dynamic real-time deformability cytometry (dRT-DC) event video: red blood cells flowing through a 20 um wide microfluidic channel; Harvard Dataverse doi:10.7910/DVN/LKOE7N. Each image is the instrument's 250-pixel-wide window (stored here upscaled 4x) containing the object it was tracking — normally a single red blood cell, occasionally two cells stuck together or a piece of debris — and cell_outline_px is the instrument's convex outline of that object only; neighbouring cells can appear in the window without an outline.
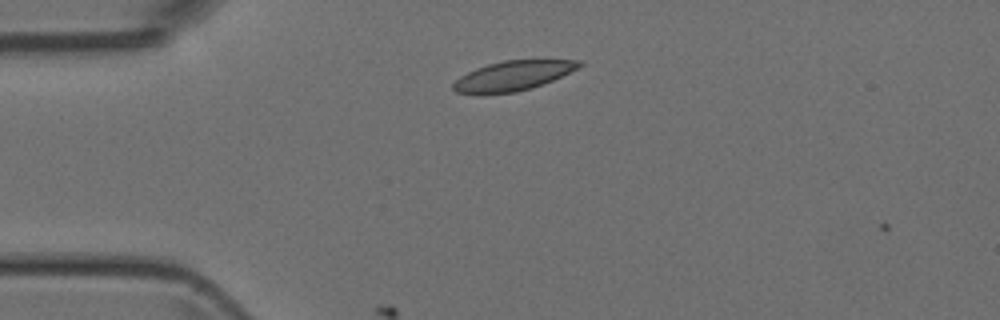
{"species": "Egyptian fruit bat (a non-hibernating species)", "species_latin": "Rousettus aegyptiacus", "temperature_condition": "room temperature", "stored_images_in_passage": 3, "camera_frame_rate_fps": 3000, "um_per_image_px": 0.085, "animal": {"sex": "female"}, "frame": {"image": 1, "passage_image": 2, "time_ms": 1.0, "image_size_px": [1000, 320], "cell_outline_px": [[584, 64], [552, 80], [532, 88], [516, 92], [456, 92], [452, 88], [452, 84], [460, 76], [476, 68], [488, 64], [504, 60], [584, 60]], "centroid_in_image_um": [43.62, 6.41], "position_along_channel_um": 41.4, "area_um2": 21.15}}